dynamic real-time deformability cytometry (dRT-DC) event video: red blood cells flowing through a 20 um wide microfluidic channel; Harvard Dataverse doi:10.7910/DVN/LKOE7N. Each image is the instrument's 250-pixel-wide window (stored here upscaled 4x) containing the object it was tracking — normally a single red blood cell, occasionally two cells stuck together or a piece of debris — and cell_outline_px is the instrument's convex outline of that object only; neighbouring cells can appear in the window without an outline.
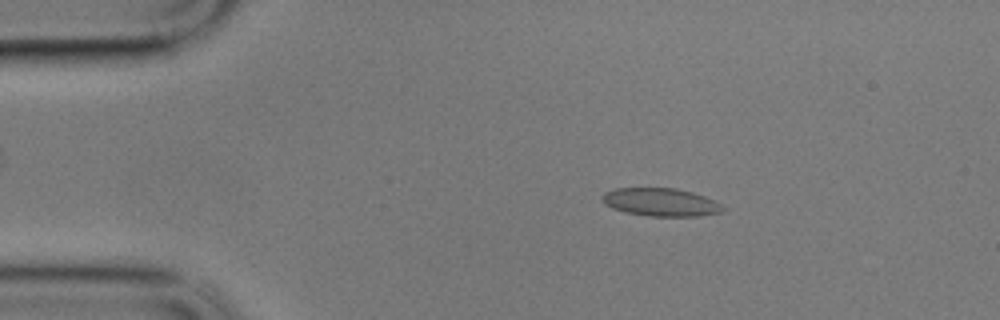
{"species": "common noctule bat (a hibernating species)", "species_latin": "Nyctalus noctula", "temperature_condition": "cold", "stored_images_in_passage": 19, "camera_frame_rate_fps": 3000, "um_per_image_px": 0.085, "animal": {"sex": "male", "body_mass_g": 17.9}, "frame": {"image": 1, "passage_image": 9, "time_ms": 2.667, "image_size_px": [1000, 320], "cell_outline_px": [[724, 208], [720, 212], [700, 216], [648, 216], [624, 212], [612, 208], [604, 204], [600, 200], [600, 196], [604, 192], [612, 188], [676, 188], [692, 192], [704, 196], [720, 204]], "centroid_in_image_um": [56.07, 17.18], "position_along_channel_um": 28.9, "area_um2": 19.83}}
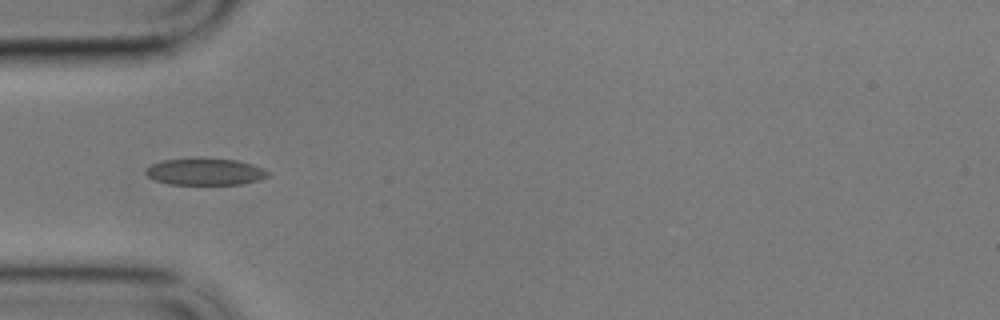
{"frame": {"image": 2, "passage_image": 17, "time_ms": 5.333, "image_size_px": [1000, 320], "cell_outline_px": [[268, 176], [260, 180], [240, 184], [168, 184], [156, 180], [148, 176], [144, 172], [152, 164], [160, 160], [236, 160], [252, 164], [268, 172]], "centroid_in_image_um": [17.43, 14.63], "position_along_channel_um": 67.6, "area_um2": 18.32}}